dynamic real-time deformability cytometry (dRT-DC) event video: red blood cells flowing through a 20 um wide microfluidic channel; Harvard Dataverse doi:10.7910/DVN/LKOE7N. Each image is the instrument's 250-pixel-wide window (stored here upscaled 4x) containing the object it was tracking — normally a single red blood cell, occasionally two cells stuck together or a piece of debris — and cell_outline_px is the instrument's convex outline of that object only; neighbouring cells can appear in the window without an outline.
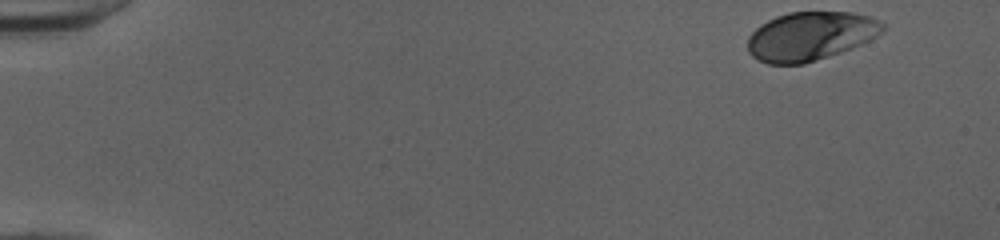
{"species": "human", "species_latin": "Homo sapiens", "temperature_condition": "cold", "stored_images_in_passage": 49, "camera_frame_rate_fps": 3000, "um_per_image_px": 0.085, "donor": {"sex": "female"}, "frame": {"image": 1, "passage_image": 1, "time_ms": 0.0, "image_size_px": [1000, 240], "cell_outline_px": [[888, 28], [884, 32], [852, 48], [804, 64], [768, 64], [756, 60], [748, 52], [748, 36], [760, 24], [776, 16], [788, 12], [852, 12], [872, 16], [880, 20]], "centroid_in_image_um": [68.9, 3.06], "position_along_channel_um": 16.1, "area_um2": 38.67}}
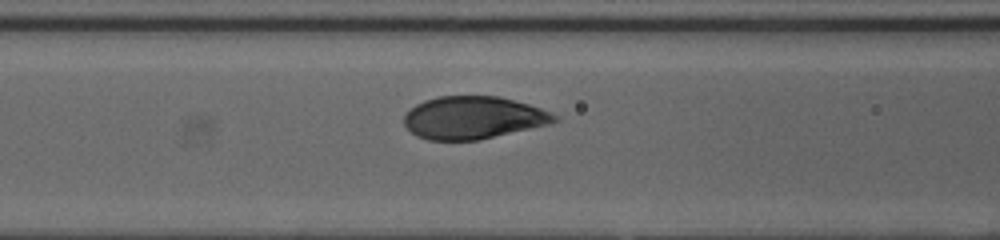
{"frame": {"image": 2, "passage_image": 20, "time_ms": 6.333, "image_size_px": [1000, 240], "cell_outline_px": [[560, 120], [548, 124], [480, 140], [428, 140], [416, 136], [404, 124], [404, 116], [416, 104], [424, 100], [440, 96], [500, 96], [528, 104], [552, 112], [560, 116]], "centroid_in_image_um": [40.25, 10.0], "position_along_channel_um": 126.4, "area_um2": 37.34}}
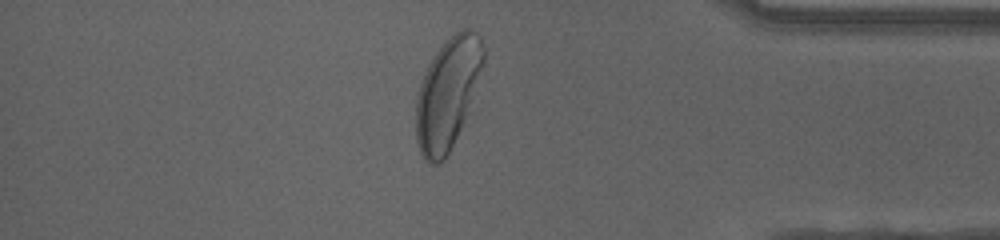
{"frame": {"image": 3, "passage_image": 42, "time_ms": 13.667, "image_size_px": [1000, 240], "cell_outline_px": [[484, 60], [464, 120], [444, 160], [440, 164], [432, 164], [424, 160], [420, 152], [416, 140], [416, 96], [420, 84], [428, 64], [444, 40], [460, 28], [468, 28], [476, 32], [480, 36], [484, 48]], "centroid_in_image_um": [38.02, 7.91], "position_along_channel_um": 397.2, "area_um2": 43.12}, "authors_computed_cell_mechanics": {"area_um2": 38.8416, "velocity_mm_per_s": 3.9742, "shape_relaxation_time_tau1_ms": 2.4012, "shape_relaxation_time_tau2_ms": null, "deformation_change_tau1": 0.137, "deformation_change_tau2": null}}